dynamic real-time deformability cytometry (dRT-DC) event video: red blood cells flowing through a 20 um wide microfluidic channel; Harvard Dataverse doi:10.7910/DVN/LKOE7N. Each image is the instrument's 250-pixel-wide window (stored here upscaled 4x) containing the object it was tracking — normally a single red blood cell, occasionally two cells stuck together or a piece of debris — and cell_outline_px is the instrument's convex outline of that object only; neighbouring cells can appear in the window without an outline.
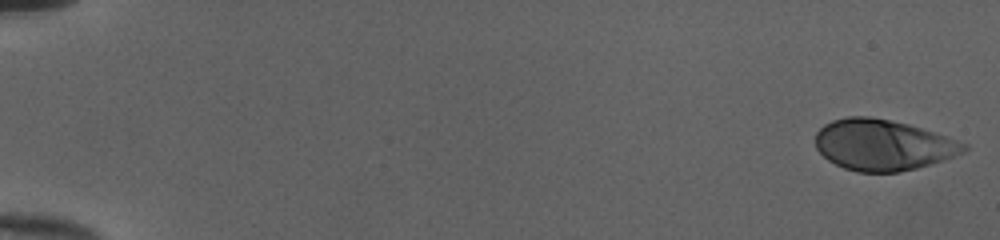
{"species": "human", "species_latin": "Homo sapiens", "temperature_condition": "cold", "stored_images_in_passage": 52, "camera_frame_rate_fps": 3000, "um_per_image_px": 0.085, "donor": {"sex": "female"}, "frame": {"image": 1, "passage_image": 1, "time_ms": 0.0, "image_size_px": [1000, 240], "cell_outline_px": [[968, 148], [964, 152], [916, 168], [900, 172], [856, 172], [844, 168], [828, 160], [816, 148], [816, 132], [824, 124], [832, 120], [848, 116], [872, 116], [908, 124], [968, 144]], "centroid_in_image_um": [75.0, 12.31], "position_along_channel_um": 10.0, "area_um2": 43.7}}
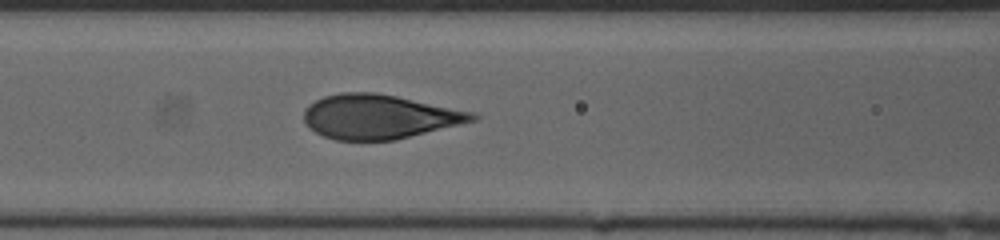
{"frame": {"image": 2, "passage_image": 24, "time_ms": 7.667, "image_size_px": [1000, 240], "cell_outline_px": [[480, 116], [476, 120], [396, 140], [336, 140], [324, 136], [316, 132], [304, 120], [304, 112], [308, 104], [324, 96], [340, 92], [376, 92], [476, 112]], "centroid_in_image_um": [32.25, 9.91], "position_along_channel_um": 134.3, "area_um2": 43.41}}
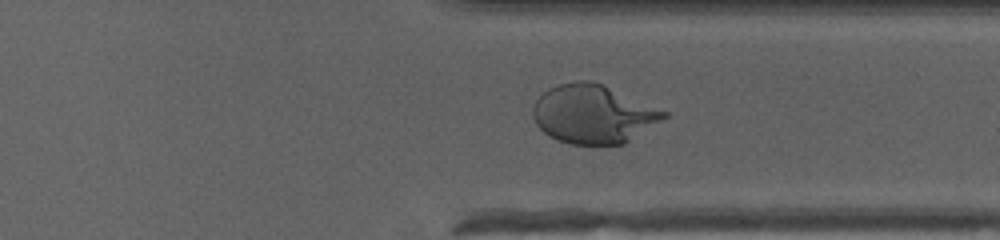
{"frame": {"image": 3, "passage_image": 41, "time_ms": 13.333, "image_size_px": [1000, 240], "cell_outline_px": [[668, 116], [624, 144], [572, 144], [556, 140], [544, 132], [536, 124], [532, 116], [532, 108], [536, 100], [548, 88], [560, 84], [576, 80], [588, 80], [600, 84], [668, 112]], "centroid_in_image_um": [50.39, 9.7], "position_along_channel_um": 361.0, "area_um2": 44.22}, "authors_computed_cell_mechanics": {"area_um2": 43.8991, "velocity_mm_per_s": 4.0033, "shape_relaxation_time_tau1_ms": 5.1322, "shape_relaxation_time_tau2_ms": null, "deformation_change_tau1": 0.2428, "deformation_change_tau2": null}}